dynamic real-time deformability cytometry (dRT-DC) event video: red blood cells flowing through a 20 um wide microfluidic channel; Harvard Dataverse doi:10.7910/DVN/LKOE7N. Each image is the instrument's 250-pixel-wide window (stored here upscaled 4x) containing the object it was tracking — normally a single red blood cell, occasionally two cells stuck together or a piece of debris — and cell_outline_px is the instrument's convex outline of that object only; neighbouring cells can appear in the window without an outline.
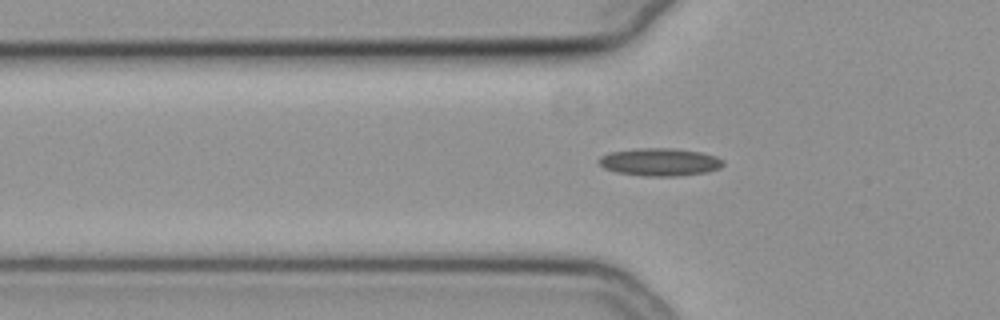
{"species": "common noctule bat (a hibernating species)", "species_latin": "Nyctalus noctula", "temperature_condition": "cold", "stored_images_in_passage": 26, "camera_frame_rate_fps": 3000, "um_per_image_px": 0.085, "animal": {"sex": "female", "body_mass_g": 19.3, "forearm_length_mm": 54.1}, "frame": {"image": 1, "passage_image": 5, "time_ms": 1.333, "image_size_px": [1000, 320], "cell_outline_px": [[724, 164], [720, 168], [708, 172], [680, 176], [640, 176], [616, 172], [604, 168], [596, 160], [600, 156], [608, 152], [640, 148], [668, 148], [700, 152], [716, 156], [724, 160]], "centroid_in_image_um": [56.07, 13.78], "position_along_channel_um": 69.7, "area_um2": 20.29}}
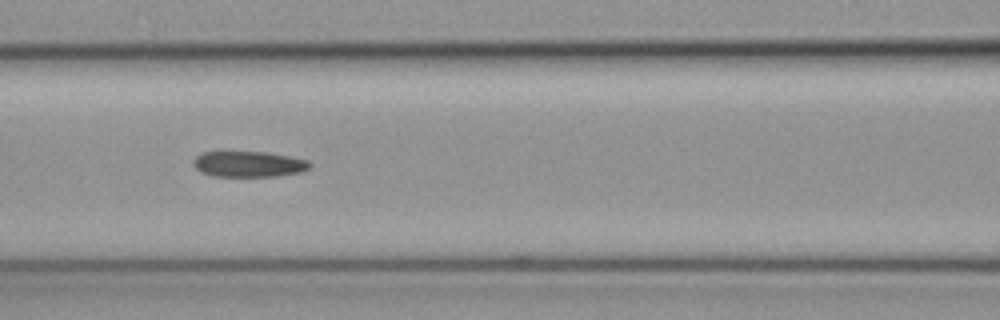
{"frame": {"image": 2, "passage_image": 11, "time_ms": 3.333, "image_size_px": [1000, 320], "cell_outline_px": [[312, 168], [300, 172], [276, 176], [212, 176], [196, 168], [192, 164], [192, 160], [200, 152], [268, 152], [308, 160], [312, 164]], "centroid_in_image_um": [21.15, 13.94], "position_along_channel_um": 145.4, "area_um2": 17.51}}
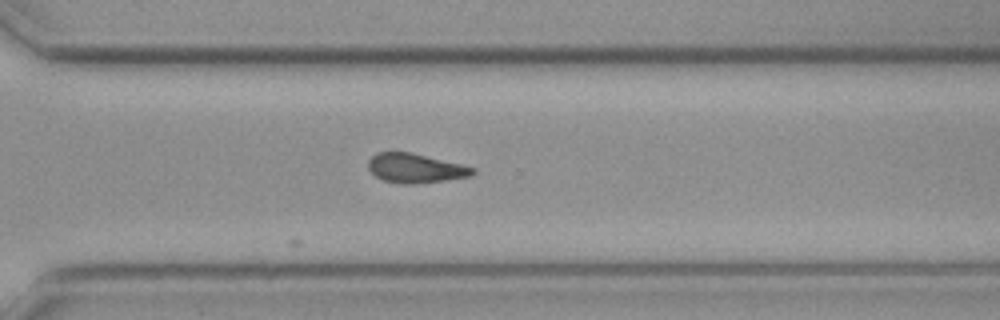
{"frame": {"image": 3, "passage_image": 26, "time_ms": 8.333, "image_size_px": [1000, 320], "cell_outline_px": [[476, 172], [472, 176], [444, 180], [412, 184], [400, 184], [384, 180], [376, 176], [368, 168], [368, 160], [376, 152], [412, 152], [476, 168]], "centroid_in_image_um": [35.31, 14.29], "position_along_channel_um": 335.3, "area_um2": 17.8}}